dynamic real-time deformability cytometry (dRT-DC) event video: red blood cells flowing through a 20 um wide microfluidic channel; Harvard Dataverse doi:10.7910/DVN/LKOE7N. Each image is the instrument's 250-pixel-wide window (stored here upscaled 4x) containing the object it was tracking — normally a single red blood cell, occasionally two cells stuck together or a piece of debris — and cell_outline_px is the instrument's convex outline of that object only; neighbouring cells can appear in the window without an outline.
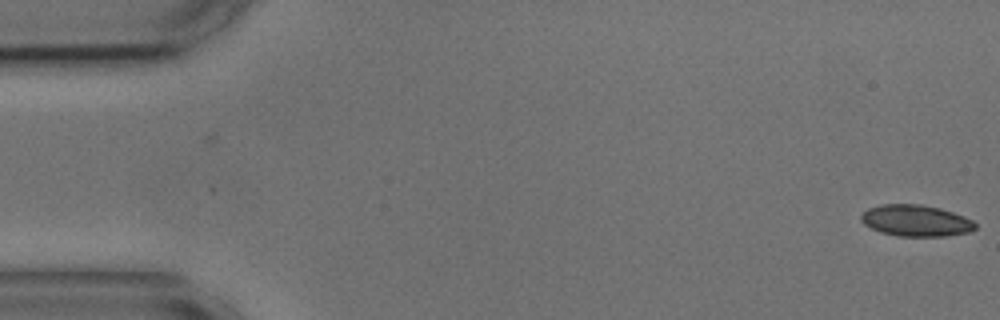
{"species": "common noctule bat (a hibernating species)", "species_latin": "Nyctalus noctula", "temperature_condition": "cold", "stored_images_in_passage": 3, "camera_frame_rate_fps": 3000, "um_per_image_px": 0.085, "animal": {"sex": "male", "body_mass_g": 17.9, "forearm_length_mm": 54.2}, "frame": {"image": 1, "passage_image": 3, "time_ms": 0.667, "image_size_px": [1000, 320], "cell_outline_px": [[976, 228], [968, 232], [944, 236], [896, 236], [880, 232], [864, 224], [860, 220], [860, 216], [868, 208], [880, 204], [920, 204], [940, 208], [964, 216], [972, 220], [976, 224]], "centroid_in_image_um": [77.83, 18.75], "position_along_channel_um": 7.2, "area_um2": 20.92}}